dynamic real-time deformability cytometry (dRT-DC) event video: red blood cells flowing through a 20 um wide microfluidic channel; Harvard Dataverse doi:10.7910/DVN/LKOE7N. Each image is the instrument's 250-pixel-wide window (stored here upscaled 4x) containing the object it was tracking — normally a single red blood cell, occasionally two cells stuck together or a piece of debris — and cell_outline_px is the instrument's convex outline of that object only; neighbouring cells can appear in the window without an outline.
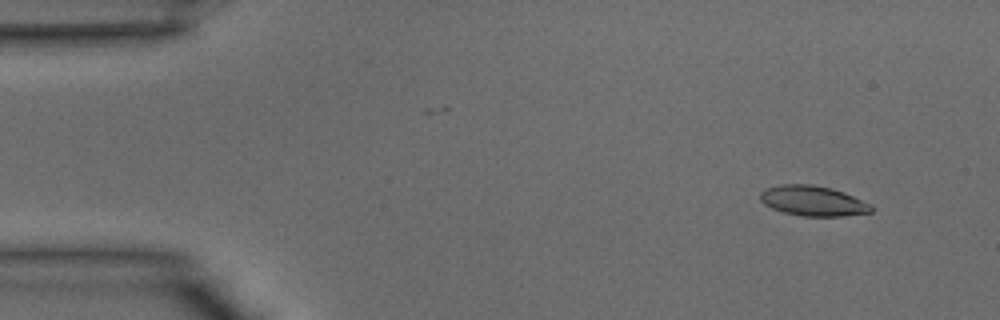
{"species": "common noctule bat (a hibernating species)", "species_latin": "Nyctalus noctula", "temperature_condition": "warm", "stored_images_in_passage": 39, "camera_frame_rate_fps": 3000, "um_per_image_px": 0.085, "animal": {"sex": "male", "body_mass_g": 15.6}, "frame": {"image": 1, "passage_image": 3, "time_ms": 0.667, "image_size_px": [1000, 320], "cell_outline_px": [[872, 212], [844, 216], [804, 216], [784, 212], [772, 208], [764, 204], [760, 200], [760, 192], [764, 188], [780, 184], [812, 184], [832, 188], [844, 192], [872, 204]], "centroid_in_image_um": [69.1, 17.06], "position_along_channel_um": 15.9, "area_um2": 19.65}}
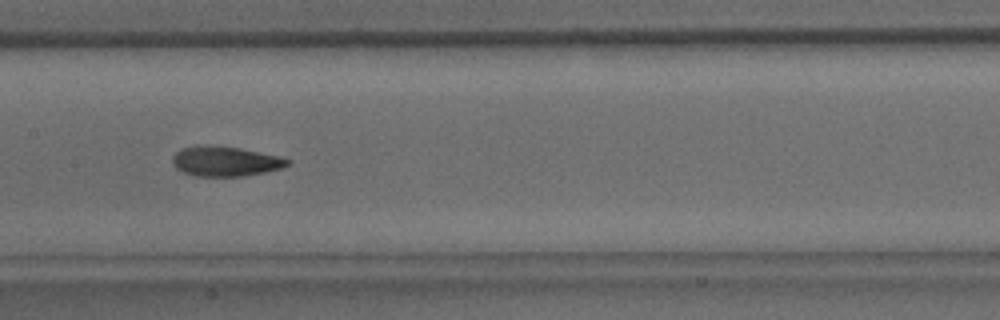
{"frame": {"image": 2, "passage_image": 19, "time_ms": 6.0, "image_size_px": [1000, 320], "cell_outline_px": [[292, 160], [288, 164], [280, 168], [264, 172], [244, 176], [196, 176], [184, 172], [176, 168], [172, 164], [172, 156], [176, 152], [184, 148], [196, 144], [208, 144], [240, 148], [276, 156]], "centroid_in_image_um": [19.09, 13.7], "position_along_channel_um": 188.3, "area_um2": 20.0}}
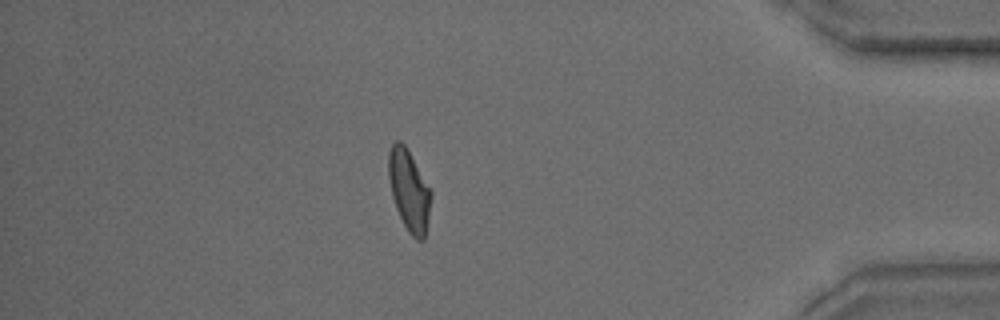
{"frame": {"image": 3, "passage_image": 34, "time_ms": 11.0, "image_size_px": [1000, 320], "cell_outline_px": [[432, 196], [428, 220], [424, 240], [416, 240], [408, 232], [396, 208], [392, 196], [388, 176], [388, 152], [392, 144], [396, 140], [400, 140], [404, 144], [432, 188]], "centroid_in_image_um": [34.79, 16.17], "position_along_channel_um": 400.4, "area_um2": 20.35}}